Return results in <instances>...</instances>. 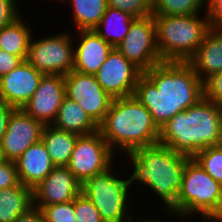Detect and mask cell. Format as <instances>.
<instances>
[{
	"label": "cell",
	"mask_w": 222,
	"mask_h": 222,
	"mask_svg": "<svg viewBox=\"0 0 222 222\" xmlns=\"http://www.w3.org/2000/svg\"><path fill=\"white\" fill-rule=\"evenodd\" d=\"M134 96L160 129L204 97L203 81L189 62L162 61L139 77Z\"/></svg>",
	"instance_id": "obj_1"
},
{
	"label": "cell",
	"mask_w": 222,
	"mask_h": 222,
	"mask_svg": "<svg viewBox=\"0 0 222 222\" xmlns=\"http://www.w3.org/2000/svg\"><path fill=\"white\" fill-rule=\"evenodd\" d=\"M126 160H125V158ZM129 164L131 171L129 181L131 190L139 187L143 192L150 191L148 198L153 194L158 202H161L163 210L168 212L176 203L179 191L182 187L183 171L186 162L190 157L175 152L168 146L160 143L138 148L131 153L123 155ZM128 161V162H127ZM137 186H136V185ZM134 187V188H133ZM142 187V188H141ZM149 189V190H148Z\"/></svg>",
	"instance_id": "obj_2"
},
{
	"label": "cell",
	"mask_w": 222,
	"mask_h": 222,
	"mask_svg": "<svg viewBox=\"0 0 222 222\" xmlns=\"http://www.w3.org/2000/svg\"><path fill=\"white\" fill-rule=\"evenodd\" d=\"M159 143L192 158L197 152L222 144V112L205 97L177 113L160 128Z\"/></svg>",
	"instance_id": "obj_3"
},
{
	"label": "cell",
	"mask_w": 222,
	"mask_h": 222,
	"mask_svg": "<svg viewBox=\"0 0 222 222\" xmlns=\"http://www.w3.org/2000/svg\"><path fill=\"white\" fill-rule=\"evenodd\" d=\"M99 131L118 158L135 149L158 144L160 137L151 113L134 95L113 99Z\"/></svg>",
	"instance_id": "obj_4"
},
{
	"label": "cell",
	"mask_w": 222,
	"mask_h": 222,
	"mask_svg": "<svg viewBox=\"0 0 222 222\" xmlns=\"http://www.w3.org/2000/svg\"><path fill=\"white\" fill-rule=\"evenodd\" d=\"M118 161L117 165L114 163L105 172L94 175L82 185V193L94 204L104 222H130L136 215L133 212L139 209L138 205L134 206V200L138 197L134 192L140 191L131 190L129 172L122 175L126 169L121 170L118 167L119 163L121 165L120 158ZM131 195L136 199H132Z\"/></svg>",
	"instance_id": "obj_5"
},
{
	"label": "cell",
	"mask_w": 222,
	"mask_h": 222,
	"mask_svg": "<svg viewBox=\"0 0 222 222\" xmlns=\"http://www.w3.org/2000/svg\"><path fill=\"white\" fill-rule=\"evenodd\" d=\"M153 18L162 61L188 62L210 29L206 12Z\"/></svg>",
	"instance_id": "obj_6"
},
{
	"label": "cell",
	"mask_w": 222,
	"mask_h": 222,
	"mask_svg": "<svg viewBox=\"0 0 222 222\" xmlns=\"http://www.w3.org/2000/svg\"><path fill=\"white\" fill-rule=\"evenodd\" d=\"M168 212L179 218L196 214H221L222 185L190 158L184 166L178 199Z\"/></svg>",
	"instance_id": "obj_7"
},
{
	"label": "cell",
	"mask_w": 222,
	"mask_h": 222,
	"mask_svg": "<svg viewBox=\"0 0 222 222\" xmlns=\"http://www.w3.org/2000/svg\"><path fill=\"white\" fill-rule=\"evenodd\" d=\"M66 30L31 37L26 60L44 75H67L74 68V31Z\"/></svg>",
	"instance_id": "obj_8"
},
{
	"label": "cell",
	"mask_w": 222,
	"mask_h": 222,
	"mask_svg": "<svg viewBox=\"0 0 222 222\" xmlns=\"http://www.w3.org/2000/svg\"><path fill=\"white\" fill-rule=\"evenodd\" d=\"M119 159L100 131L77 138L68 169L83 185L94 175L101 174L110 168Z\"/></svg>",
	"instance_id": "obj_9"
},
{
	"label": "cell",
	"mask_w": 222,
	"mask_h": 222,
	"mask_svg": "<svg viewBox=\"0 0 222 222\" xmlns=\"http://www.w3.org/2000/svg\"><path fill=\"white\" fill-rule=\"evenodd\" d=\"M116 49L143 73L162 62L153 15L135 18Z\"/></svg>",
	"instance_id": "obj_10"
},
{
	"label": "cell",
	"mask_w": 222,
	"mask_h": 222,
	"mask_svg": "<svg viewBox=\"0 0 222 222\" xmlns=\"http://www.w3.org/2000/svg\"><path fill=\"white\" fill-rule=\"evenodd\" d=\"M142 74L138 67L113 48L94 76L111 97L120 98L134 95Z\"/></svg>",
	"instance_id": "obj_11"
},
{
	"label": "cell",
	"mask_w": 222,
	"mask_h": 222,
	"mask_svg": "<svg viewBox=\"0 0 222 222\" xmlns=\"http://www.w3.org/2000/svg\"><path fill=\"white\" fill-rule=\"evenodd\" d=\"M44 125L22 108L15 109L1 141L4 158L16 161L32 144L41 140Z\"/></svg>",
	"instance_id": "obj_12"
},
{
	"label": "cell",
	"mask_w": 222,
	"mask_h": 222,
	"mask_svg": "<svg viewBox=\"0 0 222 222\" xmlns=\"http://www.w3.org/2000/svg\"><path fill=\"white\" fill-rule=\"evenodd\" d=\"M65 97L64 75L46 74L22 109L44 126L52 125Z\"/></svg>",
	"instance_id": "obj_13"
},
{
	"label": "cell",
	"mask_w": 222,
	"mask_h": 222,
	"mask_svg": "<svg viewBox=\"0 0 222 222\" xmlns=\"http://www.w3.org/2000/svg\"><path fill=\"white\" fill-rule=\"evenodd\" d=\"M82 192V184L67 166H55L51 173L33 188V206L73 201Z\"/></svg>",
	"instance_id": "obj_14"
},
{
	"label": "cell",
	"mask_w": 222,
	"mask_h": 222,
	"mask_svg": "<svg viewBox=\"0 0 222 222\" xmlns=\"http://www.w3.org/2000/svg\"><path fill=\"white\" fill-rule=\"evenodd\" d=\"M43 75L27 60L21 61L0 78V101L22 108L35 93Z\"/></svg>",
	"instance_id": "obj_15"
},
{
	"label": "cell",
	"mask_w": 222,
	"mask_h": 222,
	"mask_svg": "<svg viewBox=\"0 0 222 222\" xmlns=\"http://www.w3.org/2000/svg\"><path fill=\"white\" fill-rule=\"evenodd\" d=\"M73 34L74 40V68L73 70L94 75L106 61L112 47L101 38L94 29L77 30Z\"/></svg>",
	"instance_id": "obj_16"
},
{
	"label": "cell",
	"mask_w": 222,
	"mask_h": 222,
	"mask_svg": "<svg viewBox=\"0 0 222 222\" xmlns=\"http://www.w3.org/2000/svg\"><path fill=\"white\" fill-rule=\"evenodd\" d=\"M15 163L20 183L32 189L55 167L42 140L32 144Z\"/></svg>",
	"instance_id": "obj_17"
},
{
	"label": "cell",
	"mask_w": 222,
	"mask_h": 222,
	"mask_svg": "<svg viewBox=\"0 0 222 222\" xmlns=\"http://www.w3.org/2000/svg\"><path fill=\"white\" fill-rule=\"evenodd\" d=\"M188 62L203 82L211 75L221 72L222 30L210 28Z\"/></svg>",
	"instance_id": "obj_18"
},
{
	"label": "cell",
	"mask_w": 222,
	"mask_h": 222,
	"mask_svg": "<svg viewBox=\"0 0 222 222\" xmlns=\"http://www.w3.org/2000/svg\"><path fill=\"white\" fill-rule=\"evenodd\" d=\"M55 128L65 130L77 135H88L99 130V126L75 101L66 96L63 98L55 121Z\"/></svg>",
	"instance_id": "obj_19"
},
{
	"label": "cell",
	"mask_w": 222,
	"mask_h": 222,
	"mask_svg": "<svg viewBox=\"0 0 222 222\" xmlns=\"http://www.w3.org/2000/svg\"><path fill=\"white\" fill-rule=\"evenodd\" d=\"M79 135L46 125L41 140L54 166H68Z\"/></svg>",
	"instance_id": "obj_20"
},
{
	"label": "cell",
	"mask_w": 222,
	"mask_h": 222,
	"mask_svg": "<svg viewBox=\"0 0 222 222\" xmlns=\"http://www.w3.org/2000/svg\"><path fill=\"white\" fill-rule=\"evenodd\" d=\"M25 16L21 15L12 24L0 30V49L18 56L22 61L27 58L30 40L35 31L34 26L24 19Z\"/></svg>",
	"instance_id": "obj_21"
},
{
	"label": "cell",
	"mask_w": 222,
	"mask_h": 222,
	"mask_svg": "<svg viewBox=\"0 0 222 222\" xmlns=\"http://www.w3.org/2000/svg\"><path fill=\"white\" fill-rule=\"evenodd\" d=\"M32 207V188L21 184L0 190V222H14Z\"/></svg>",
	"instance_id": "obj_22"
},
{
	"label": "cell",
	"mask_w": 222,
	"mask_h": 222,
	"mask_svg": "<svg viewBox=\"0 0 222 222\" xmlns=\"http://www.w3.org/2000/svg\"><path fill=\"white\" fill-rule=\"evenodd\" d=\"M61 3L71 9L72 26L76 31L94 29L108 8V0H61Z\"/></svg>",
	"instance_id": "obj_23"
},
{
	"label": "cell",
	"mask_w": 222,
	"mask_h": 222,
	"mask_svg": "<svg viewBox=\"0 0 222 222\" xmlns=\"http://www.w3.org/2000/svg\"><path fill=\"white\" fill-rule=\"evenodd\" d=\"M135 17L119 9L108 7L101 22L94 28L96 33L116 48L127 36L129 27Z\"/></svg>",
	"instance_id": "obj_24"
},
{
	"label": "cell",
	"mask_w": 222,
	"mask_h": 222,
	"mask_svg": "<svg viewBox=\"0 0 222 222\" xmlns=\"http://www.w3.org/2000/svg\"><path fill=\"white\" fill-rule=\"evenodd\" d=\"M65 96L109 95L97 82L94 75L75 70L64 75Z\"/></svg>",
	"instance_id": "obj_25"
},
{
	"label": "cell",
	"mask_w": 222,
	"mask_h": 222,
	"mask_svg": "<svg viewBox=\"0 0 222 222\" xmlns=\"http://www.w3.org/2000/svg\"><path fill=\"white\" fill-rule=\"evenodd\" d=\"M205 11L206 0H152V15H190Z\"/></svg>",
	"instance_id": "obj_26"
},
{
	"label": "cell",
	"mask_w": 222,
	"mask_h": 222,
	"mask_svg": "<svg viewBox=\"0 0 222 222\" xmlns=\"http://www.w3.org/2000/svg\"><path fill=\"white\" fill-rule=\"evenodd\" d=\"M77 102L91 119L99 126L109 111L113 97L110 95L66 96Z\"/></svg>",
	"instance_id": "obj_27"
},
{
	"label": "cell",
	"mask_w": 222,
	"mask_h": 222,
	"mask_svg": "<svg viewBox=\"0 0 222 222\" xmlns=\"http://www.w3.org/2000/svg\"><path fill=\"white\" fill-rule=\"evenodd\" d=\"M192 158L222 185V144L207 147L197 152Z\"/></svg>",
	"instance_id": "obj_28"
},
{
	"label": "cell",
	"mask_w": 222,
	"mask_h": 222,
	"mask_svg": "<svg viewBox=\"0 0 222 222\" xmlns=\"http://www.w3.org/2000/svg\"><path fill=\"white\" fill-rule=\"evenodd\" d=\"M108 7L127 12L135 18L152 15V0H108Z\"/></svg>",
	"instance_id": "obj_29"
},
{
	"label": "cell",
	"mask_w": 222,
	"mask_h": 222,
	"mask_svg": "<svg viewBox=\"0 0 222 222\" xmlns=\"http://www.w3.org/2000/svg\"><path fill=\"white\" fill-rule=\"evenodd\" d=\"M48 222H77L74 210V200L65 203L46 205L42 209Z\"/></svg>",
	"instance_id": "obj_30"
},
{
	"label": "cell",
	"mask_w": 222,
	"mask_h": 222,
	"mask_svg": "<svg viewBox=\"0 0 222 222\" xmlns=\"http://www.w3.org/2000/svg\"><path fill=\"white\" fill-rule=\"evenodd\" d=\"M77 222H104L94 204L81 192L74 199Z\"/></svg>",
	"instance_id": "obj_31"
},
{
	"label": "cell",
	"mask_w": 222,
	"mask_h": 222,
	"mask_svg": "<svg viewBox=\"0 0 222 222\" xmlns=\"http://www.w3.org/2000/svg\"><path fill=\"white\" fill-rule=\"evenodd\" d=\"M19 2V0H0V30L21 16L22 5H19Z\"/></svg>",
	"instance_id": "obj_32"
},
{
	"label": "cell",
	"mask_w": 222,
	"mask_h": 222,
	"mask_svg": "<svg viewBox=\"0 0 222 222\" xmlns=\"http://www.w3.org/2000/svg\"><path fill=\"white\" fill-rule=\"evenodd\" d=\"M204 97L211 102L222 103V71L208 77L203 82Z\"/></svg>",
	"instance_id": "obj_33"
},
{
	"label": "cell",
	"mask_w": 222,
	"mask_h": 222,
	"mask_svg": "<svg viewBox=\"0 0 222 222\" xmlns=\"http://www.w3.org/2000/svg\"><path fill=\"white\" fill-rule=\"evenodd\" d=\"M16 185H21L16 163L6 159L0 161V190Z\"/></svg>",
	"instance_id": "obj_34"
},
{
	"label": "cell",
	"mask_w": 222,
	"mask_h": 222,
	"mask_svg": "<svg viewBox=\"0 0 222 222\" xmlns=\"http://www.w3.org/2000/svg\"><path fill=\"white\" fill-rule=\"evenodd\" d=\"M205 12L210 28L222 30V0H206Z\"/></svg>",
	"instance_id": "obj_35"
},
{
	"label": "cell",
	"mask_w": 222,
	"mask_h": 222,
	"mask_svg": "<svg viewBox=\"0 0 222 222\" xmlns=\"http://www.w3.org/2000/svg\"><path fill=\"white\" fill-rule=\"evenodd\" d=\"M22 60L0 49V78L16 68Z\"/></svg>",
	"instance_id": "obj_36"
},
{
	"label": "cell",
	"mask_w": 222,
	"mask_h": 222,
	"mask_svg": "<svg viewBox=\"0 0 222 222\" xmlns=\"http://www.w3.org/2000/svg\"><path fill=\"white\" fill-rule=\"evenodd\" d=\"M15 109V107L4 101H0V141H2L3 136L6 133L9 118Z\"/></svg>",
	"instance_id": "obj_37"
},
{
	"label": "cell",
	"mask_w": 222,
	"mask_h": 222,
	"mask_svg": "<svg viewBox=\"0 0 222 222\" xmlns=\"http://www.w3.org/2000/svg\"><path fill=\"white\" fill-rule=\"evenodd\" d=\"M43 219L42 210L33 206L25 214L18 216L14 222H43Z\"/></svg>",
	"instance_id": "obj_38"
},
{
	"label": "cell",
	"mask_w": 222,
	"mask_h": 222,
	"mask_svg": "<svg viewBox=\"0 0 222 222\" xmlns=\"http://www.w3.org/2000/svg\"><path fill=\"white\" fill-rule=\"evenodd\" d=\"M136 212H137L136 215L133 217V219H132L130 222H166V221H168V220H169V221H170V220H171V221L173 220L172 222H174V220H177V219L179 218L178 216L172 214L171 212H165V214H168V215H169V216H168L169 219H168V217L166 216V219H167V220H164L165 218H162V217L160 218V217H158L157 214H156V216L154 217V216H153V213H152L149 217H148V215L145 216V218H144V217L142 218L143 215H141V217H140L141 219H140L139 217L137 218V216H138L137 214L140 213V212H138V211H136ZM171 217H172V219H171ZM136 218H137V219H136ZM134 219H136V220H134ZM171 221H170V222H171Z\"/></svg>",
	"instance_id": "obj_39"
},
{
	"label": "cell",
	"mask_w": 222,
	"mask_h": 222,
	"mask_svg": "<svg viewBox=\"0 0 222 222\" xmlns=\"http://www.w3.org/2000/svg\"><path fill=\"white\" fill-rule=\"evenodd\" d=\"M195 216L199 218L198 221L201 220L200 222H222V213L221 214H196V215H192V216L188 217V219L191 220L190 222H194V221L196 222L197 218ZM192 218H194V220Z\"/></svg>",
	"instance_id": "obj_40"
},
{
	"label": "cell",
	"mask_w": 222,
	"mask_h": 222,
	"mask_svg": "<svg viewBox=\"0 0 222 222\" xmlns=\"http://www.w3.org/2000/svg\"><path fill=\"white\" fill-rule=\"evenodd\" d=\"M4 155H3V152H2V143L0 141V161L4 160Z\"/></svg>",
	"instance_id": "obj_41"
},
{
	"label": "cell",
	"mask_w": 222,
	"mask_h": 222,
	"mask_svg": "<svg viewBox=\"0 0 222 222\" xmlns=\"http://www.w3.org/2000/svg\"><path fill=\"white\" fill-rule=\"evenodd\" d=\"M189 222L190 220H188V218H178L177 220H176V222Z\"/></svg>",
	"instance_id": "obj_42"
},
{
	"label": "cell",
	"mask_w": 222,
	"mask_h": 222,
	"mask_svg": "<svg viewBox=\"0 0 222 222\" xmlns=\"http://www.w3.org/2000/svg\"><path fill=\"white\" fill-rule=\"evenodd\" d=\"M45 1H48V0H45ZM50 1H54V0H49V2H50ZM54 2H55V3H56V2H57V3H60L61 0H55Z\"/></svg>",
	"instance_id": "obj_43"
}]
</instances>
